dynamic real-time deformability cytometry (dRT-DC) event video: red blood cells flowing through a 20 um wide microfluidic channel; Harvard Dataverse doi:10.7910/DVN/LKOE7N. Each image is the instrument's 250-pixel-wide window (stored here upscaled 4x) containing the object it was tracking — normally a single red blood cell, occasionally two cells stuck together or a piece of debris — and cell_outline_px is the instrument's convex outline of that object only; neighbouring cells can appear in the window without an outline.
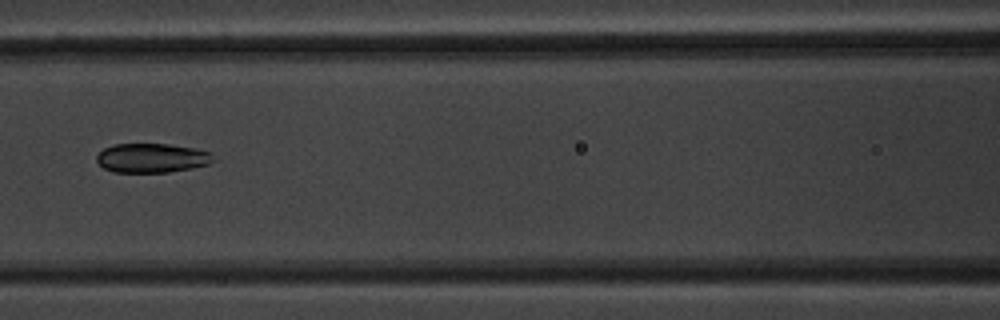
{"species": "common noctule bat (a hibernating species)", "species_latin": "Nyctalus noctula", "temperature_condition": "warm", "stored_images_in_passage": 4, "camera_frame_rate_fps": 3000, "um_per_image_px": 0.085, "animal": {"sex": "male", "body_mass_g": 20.1, "forearm_length_mm": 53.5}, "frame": {"image": 1, "passage_image": 4, "time_ms": 3.333, "image_size_px": [1000, 320], "cell_outline_px": [[216, 160], [208, 164], [192, 168], [168, 172], [116, 172], [104, 168], [96, 160], [96, 156], [104, 148], [112, 144], [168, 144], [196, 148], [212, 152]], "centroid_in_image_um": [12.95, 13.42], "position_along_channel_um": 153.7, "area_um2": 20.0}}